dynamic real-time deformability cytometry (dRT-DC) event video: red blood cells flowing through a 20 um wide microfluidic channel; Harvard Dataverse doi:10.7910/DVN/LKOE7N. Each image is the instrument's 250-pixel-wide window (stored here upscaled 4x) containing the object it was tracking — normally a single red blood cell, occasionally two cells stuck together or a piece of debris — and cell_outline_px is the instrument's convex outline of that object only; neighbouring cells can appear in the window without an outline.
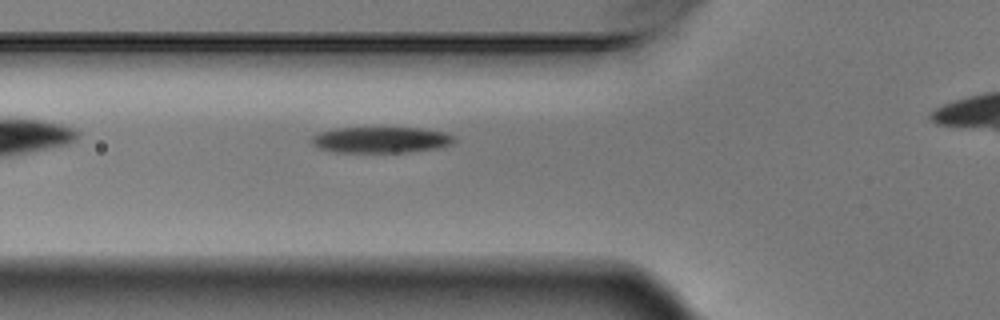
{"species": "Egyptian fruit bat (a non-hibernating species)", "species_latin": "Rousettus aegyptiacus", "temperature_condition": "warm", "stored_images_in_passage": 6, "camera_frame_rate_fps": 3000, "um_per_image_px": 0.085, "animal": {"sex": "male"}, "frame": {"image": 1, "passage_image": 6, "time_ms": 1.667, "image_size_px": [1000, 320], "cell_outline_px": [[456, 140], [452, 144], [440, 148], [408, 152], [332, 152], [320, 148], [312, 144], [312, 136], [320, 132], [336, 128], [420, 128], [444, 132], [456, 136]], "centroid_in_image_um": [32.42, 11.89], "position_along_channel_um": 93.4, "area_um2": 21.73}}